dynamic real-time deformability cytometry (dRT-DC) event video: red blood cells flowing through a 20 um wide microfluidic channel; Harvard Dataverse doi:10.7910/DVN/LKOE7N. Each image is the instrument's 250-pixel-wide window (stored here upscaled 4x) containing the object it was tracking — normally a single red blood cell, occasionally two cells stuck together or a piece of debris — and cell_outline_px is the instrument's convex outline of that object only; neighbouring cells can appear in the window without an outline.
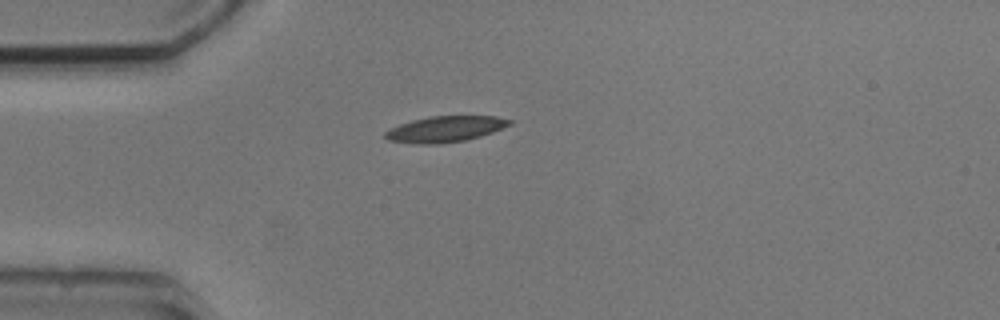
{"species": "common noctule bat (a hibernating species)", "species_latin": "Nyctalus noctula", "temperature_condition": "cold", "stored_images_in_passage": 2, "camera_frame_rate_fps": 3000, "um_per_image_px": 0.085, "animal": {"sex": "male", "body_mass_g": 20.5, "forearm_length_mm": 52.5}, "frame": {"image": 1, "passage_image": 1, "time_ms": 0.0, "image_size_px": [1000, 320], "cell_outline_px": [[512, 124], [492, 132], [480, 136], [464, 140], [440, 144], [420, 144], [388, 140], [384, 136], [384, 132], [388, 128], [412, 120], [428, 116], [496, 116], [512, 120]], "centroid_in_image_um": [37.82, 10.96], "position_along_channel_um": 47.2, "area_um2": 18.79}}